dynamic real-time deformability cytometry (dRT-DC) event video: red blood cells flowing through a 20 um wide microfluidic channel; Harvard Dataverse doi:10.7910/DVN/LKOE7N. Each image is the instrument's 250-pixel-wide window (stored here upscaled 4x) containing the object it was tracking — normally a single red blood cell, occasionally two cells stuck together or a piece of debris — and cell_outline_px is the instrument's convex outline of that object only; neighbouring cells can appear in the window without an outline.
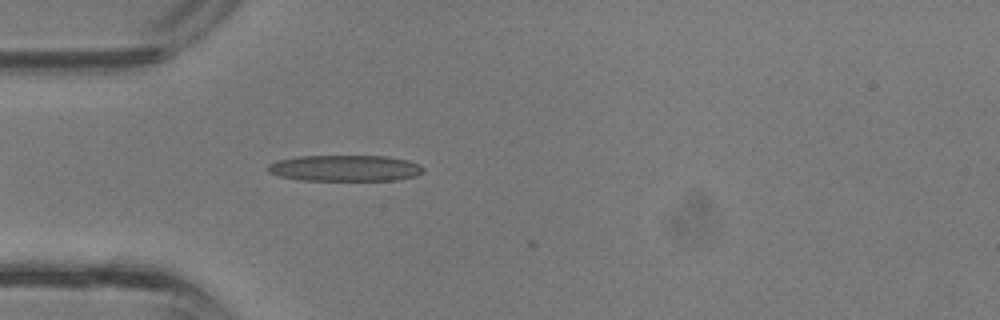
{"species": "common noctule bat (a hibernating species)", "species_latin": "Nyctalus noctula", "temperature_condition": "room temperature", "stored_images_in_passage": 23, "camera_frame_rate_fps": 3000, "um_per_image_px": 0.085, "animal": {"sex": "male", "body_mass_g": 13.3}, "frame": {"image": 1, "passage_image": 1, "time_ms": 0.0, "image_size_px": [1000, 320], "cell_outline_px": [[424, 172], [416, 176], [396, 180], [300, 180], [280, 176], [268, 172], [264, 168], [268, 164], [276, 160], [300, 156], [388, 156], [408, 160], [420, 164], [424, 168]], "centroid_in_image_um": [29.32, 14.29], "position_along_channel_um": 55.7, "area_um2": 23.93}}
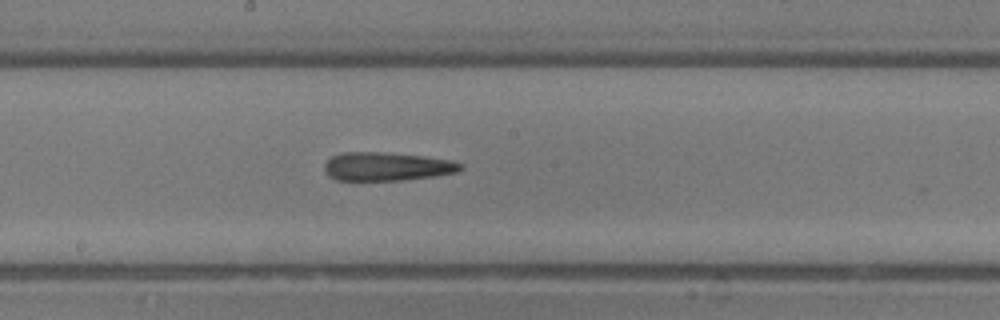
{"frame": {"image": 2, "passage_image": 10, "time_ms": 3.0, "image_size_px": [1000, 320], "cell_outline_px": [[464, 168], [456, 172], [436, 176], [404, 180], [336, 180], [328, 176], [324, 172], [324, 164], [332, 156], [340, 152], [384, 152], [424, 156], [452, 160], [464, 164]], "centroid_in_image_um": [32.89, 14.15], "position_along_channel_um": 215.3, "area_um2": 22.89}}
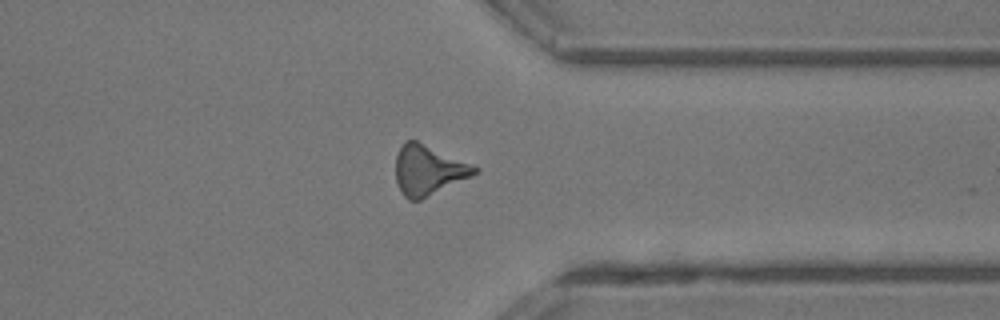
{"frame": {"image": 3, "passage_image": 19, "time_ms": 6.0, "image_size_px": [1000, 320], "cell_outline_px": [[480, 168], [472, 176], [420, 200], [408, 200], [404, 196], [396, 180], [396, 156], [404, 140], [416, 140], [476, 164]], "centroid_in_image_um": [36.44, 14.44], "position_along_channel_um": 375.0, "area_um2": 23.12}}